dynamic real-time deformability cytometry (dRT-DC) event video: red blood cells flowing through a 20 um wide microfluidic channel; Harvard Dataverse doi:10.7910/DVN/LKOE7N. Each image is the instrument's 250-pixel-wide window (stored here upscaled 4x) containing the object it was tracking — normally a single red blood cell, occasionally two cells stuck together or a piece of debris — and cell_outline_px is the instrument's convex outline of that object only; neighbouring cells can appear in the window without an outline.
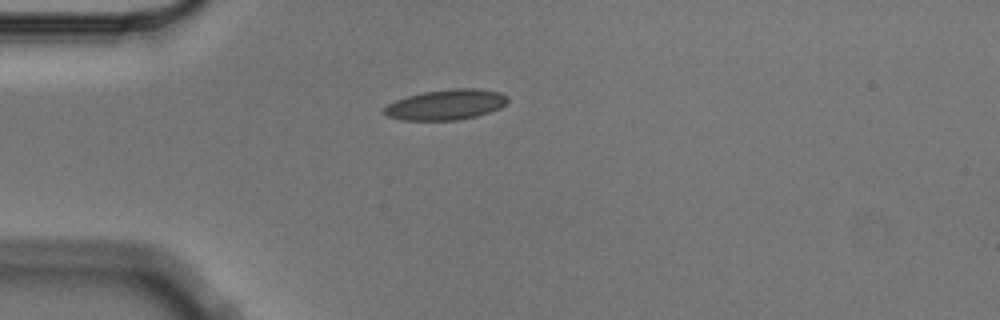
{"species": "Egyptian fruit bat (a non-hibernating species)", "species_latin": "Rousettus aegyptiacus", "temperature_condition": "cold", "stored_images_in_passage": 1, "camera_frame_rate_fps": 3000, "um_per_image_px": 0.085, "animal": {"sex": "male"}, "frame": {"image": 1, "passage_image": 1, "time_ms": 0.0, "image_size_px": [1000, 320], "cell_outline_px": [[508, 100], [500, 108], [476, 116], [456, 120], [404, 120], [388, 116], [384, 112], [384, 108], [388, 104], [396, 100], [408, 96], [424, 92], [452, 88], [476, 88], [500, 92], [508, 96]], "centroid_in_image_um": [37.93, 8.89], "position_along_channel_um": 47.1, "area_um2": 21.68}}